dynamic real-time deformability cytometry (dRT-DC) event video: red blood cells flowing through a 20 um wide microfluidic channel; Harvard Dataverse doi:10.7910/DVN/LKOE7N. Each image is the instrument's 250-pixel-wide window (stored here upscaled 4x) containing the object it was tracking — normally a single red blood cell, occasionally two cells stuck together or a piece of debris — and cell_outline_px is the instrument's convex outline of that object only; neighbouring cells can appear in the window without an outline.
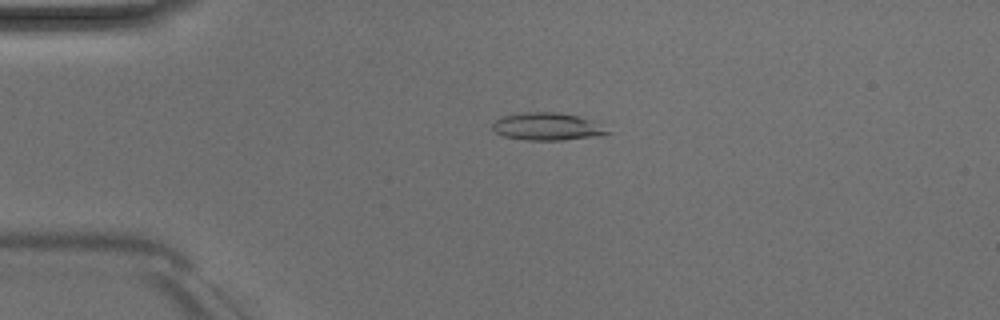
{"species": "Egyptian fruit bat (a non-hibernating species)", "species_latin": "Rousettus aegyptiacus", "temperature_condition": "room temperature", "stored_images_in_passage": 44, "camera_frame_rate_fps": 3000, "um_per_image_px": 0.085, "animal": {"sex": "male"}, "frame": {"image": 1, "passage_image": 6, "time_ms": 1.667, "image_size_px": [1000, 320], "cell_outline_px": [[612, 132], [600, 136], [564, 140], [524, 140], [504, 136], [496, 132], [492, 128], [492, 124], [496, 120], [504, 116], [524, 112], [556, 112], [580, 116]], "centroid_in_image_um": [46.49, 10.77], "position_along_channel_um": 38.5, "area_um2": 18.26}}
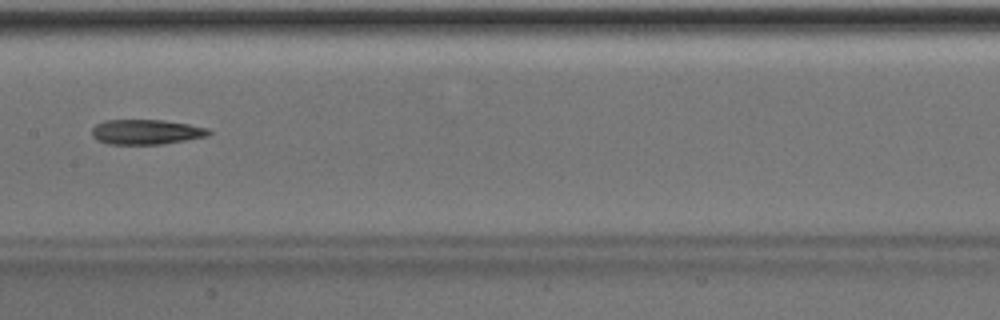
{"frame": {"image": 2, "passage_image": 20, "time_ms": 6.333, "image_size_px": [1000, 320], "cell_outline_px": [[212, 132], [208, 136], [160, 144], [108, 144], [96, 140], [92, 136], [92, 128], [96, 124], [104, 120], [164, 120], [188, 124], [208, 128]], "centroid_in_image_um": [12.4, 11.21], "position_along_channel_um": 195.0, "area_um2": 16.99}}
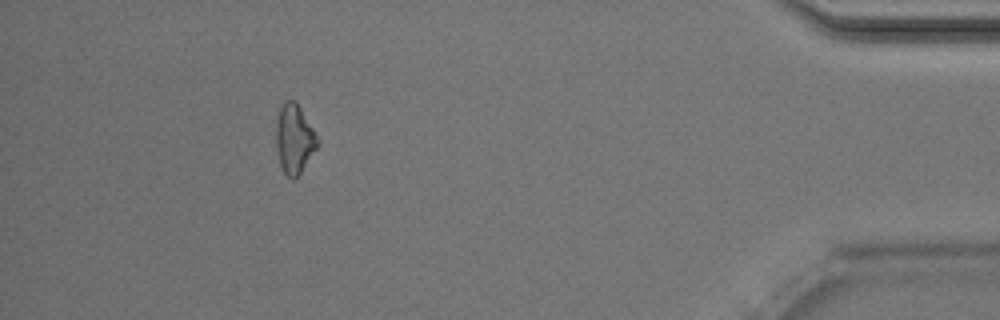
{"frame": {"image": 3, "passage_image": 40, "time_ms": 13.0, "image_size_px": [1000, 320], "cell_outline_px": [[320, 140], [316, 148], [300, 172], [292, 180], [284, 172], [280, 164], [276, 144], [276, 124], [280, 108], [284, 100], [296, 100]], "centroid_in_image_um": [25.01, 11.76], "position_along_channel_um": 410.2, "area_um2": 16.47}, "authors_computed_cell_mechanics": {"area_um2": 16.9065, "velocity_mm_per_s": 4.0658, "shape_relaxation_time_tau1_ms": 3.6121, "shape_relaxation_time_tau2_ms": null, "deformation_change_tau1": 0.1543, "deformation_change_tau2": null}}